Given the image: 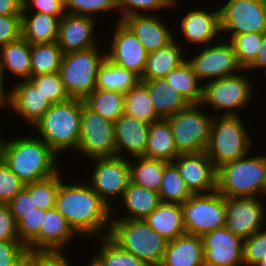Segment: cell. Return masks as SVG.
<instances>
[{
  "label": "cell",
  "instance_id": "4",
  "mask_svg": "<svg viewBox=\"0 0 266 266\" xmlns=\"http://www.w3.org/2000/svg\"><path fill=\"white\" fill-rule=\"evenodd\" d=\"M246 72L244 69L238 74L204 83L200 104L214 116H242L241 109L252 105L259 93L255 90L253 75Z\"/></svg>",
  "mask_w": 266,
  "mask_h": 266
},
{
  "label": "cell",
  "instance_id": "55",
  "mask_svg": "<svg viewBox=\"0 0 266 266\" xmlns=\"http://www.w3.org/2000/svg\"><path fill=\"white\" fill-rule=\"evenodd\" d=\"M246 70L248 71L247 73H249L251 70L252 74L254 70V73L260 70L261 76L263 75L264 77H266V32L263 33V40L260 49L258 50L256 59Z\"/></svg>",
  "mask_w": 266,
  "mask_h": 266
},
{
  "label": "cell",
  "instance_id": "51",
  "mask_svg": "<svg viewBox=\"0 0 266 266\" xmlns=\"http://www.w3.org/2000/svg\"><path fill=\"white\" fill-rule=\"evenodd\" d=\"M22 11L46 13L58 18L64 16V0H23Z\"/></svg>",
  "mask_w": 266,
  "mask_h": 266
},
{
  "label": "cell",
  "instance_id": "63",
  "mask_svg": "<svg viewBox=\"0 0 266 266\" xmlns=\"http://www.w3.org/2000/svg\"><path fill=\"white\" fill-rule=\"evenodd\" d=\"M261 155H262V157H263V159L265 161V164H266V152L262 151L261 152Z\"/></svg>",
  "mask_w": 266,
  "mask_h": 266
},
{
  "label": "cell",
  "instance_id": "33",
  "mask_svg": "<svg viewBox=\"0 0 266 266\" xmlns=\"http://www.w3.org/2000/svg\"><path fill=\"white\" fill-rule=\"evenodd\" d=\"M169 162L150 159L147 157H134L129 159L131 182L149 190L159 192L164 168Z\"/></svg>",
  "mask_w": 266,
  "mask_h": 266
},
{
  "label": "cell",
  "instance_id": "31",
  "mask_svg": "<svg viewBox=\"0 0 266 266\" xmlns=\"http://www.w3.org/2000/svg\"><path fill=\"white\" fill-rule=\"evenodd\" d=\"M142 82L148 87L153 108L161 119H166L189 105L165 78Z\"/></svg>",
  "mask_w": 266,
  "mask_h": 266
},
{
  "label": "cell",
  "instance_id": "35",
  "mask_svg": "<svg viewBox=\"0 0 266 266\" xmlns=\"http://www.w3.org/2000/svg\"><path fill=\"white\" fill-rule=\"evenodd\" d=\"M124 114L142 122L152 123L161 119L153 108L148 87L139 81L124 95Z\"/></svg>",
  "mask_w": 266,
  "mask_h": 266
},
{
  "label": "cell",
  "instance_id": "28",
  "mask_svg": "<svg viewBox=\"0 0 266 266\" xmlns=\"http://www.w3.org/2000/svg\"><path fill=\"white\" fill-rule=\"evenodd\" d=\"M60 20L46 13L22 11L21 36L30 45L56 42Z\"/></svg>",
  "mask_w": 266,
  "mask_h": 266
},
{
  "label": "cell",
  "instance_id": "39",
  "mask_svg": "<svg viewBox=\"0 0 266 266\" xmlns=\"http://www.w3.org/2000/svg\"><path fill=\"white\" fill-rule=\"evenodd\" d=\"M62 56L57 42L31 45V77L59 72Z\"/></svg>",
  "mask_w": 266,
  "mask_h": 266
},
{
  "label": "cell",
  "instance_id": "23",
  "mask_svg": "<svg viewBox=\"0 0 266 266\" xmlns=\"http://www.w3.org/2000/svg\"><path fill=\"white\" fill-rule=\"evenodd\" d=\"M159 14L132 15L121 21L138 38L147 53L164 48L174 40V27ZM168 23V24H167ZM170 26V27H169Z\"/></svg>",
  "mask_w": 266,
  "mask_h": 266
},
{
  "label": "cell",
  "instance_id": "3",
  "mask_svg": "<svg viewBox=\"0 0 266 266\" xmlns=\"http://www.w3.org/2000/svg\"><path fill=\"white\" fill-rule=\"evenodd\" d=\"M81 99L70 98L54 103L32 127L58 156H74L80 139ZM35 129V131H34ZM67 151V152H66ZM70 151V152H69ZM61 154H63L61 156Z\"/></svg>",
  "mask_w": 266,
  "mask_h": 266
},
{
  "label": "cell",
  "instance_id": "17",
  "mask_svg": "<svg viewBox=\"0 0 266 266\" xmlns=\"http://www.w3.org/2000/svg\"><path fill=\"white\" fill-rule=\"evenodd\" d=\"M266 198L225 197V227L244 239L266 225Z\"/></svg>",
  "mask_w": 266,
  "mask_h": 266
},
{
  "label": "cell",
  "instance_id": "27",
  "mask_svg": "<svg viewBox=\"0 0 266 266\" xmlns=\"http://www.w3.org/2000/svg\"><path fill=\"white\" fill-rule=\"evenodd\" d=\"M30 59L31 45L22 36L0 47V69L6 77V81L8 78H10L11 81L13 80V83L30 79Z\"/></svg>",
  "mask_w": 266,
  "mask_h": 266
},
{
  "label": "cell",
  "instance_id": "10",
  "mask_svg": "<svg viewBox=\"0 0 266 266\" xmlns=\"http://www.w3.org/2000/svg\"><path fill=\"white\" fill-rule=\"evenodd\" d=\"M88 161L91 168L88 164L89 170L86 171L90 174L88 173V179L84 180L112 210L123 197L131 181L129 159L115 156Z\"/></svg>",
  "mask_w": 266,
  "mask_h": 266
},
{
  "label": "cell",
  "instance_id": "50",
  "mask_svg": "<svg viewBox=\"0 0 266 266\" xmlns=\"http://www.w3.org/2000/svg\"><path fill=\"white\" fill-rule=\"evenodd\" d=\"M21 37V15H0V47Z\"/></svg>",
  "mask_w": 266,
  "mask_h": 266
},
{
  "label": "cell",
  "instance_id": "14",
  "mask_svg": "<svg viewBox=\"0 0 266 266\" xmlns=\"http://www.w3.org/2000/svg\"><path fill=\"white\" fill-rule=\"evenodd\" d=\"M184 227L187 234L200 237L225 227V197L217 191L208 194H193L182 203Z\"/></svg>",
  "mask_w": 266,
  "mask_h": 266
},
{
  "label": "cell",
  "instance_id": "18",
  "mask_svg": "<svg viewBox=\"0 0 266 266\" xmlns=\"http://www.w3.org/2000/svg\"><path fill=\"white\" fill-rule=\"evenodd\" d=\"M82 239L68 224L66 218L54 207L45 210L39 234L26 246L28 253L66 252L73 239ZM68 246V247H67Z\"/></svg>",
  "mask_w": 266,
  "mask_h": 266
},
{
  "label": "cell",
  "instance_id": "7",
  "mask_svg": "<svg viewBox=\"0 0 266 266\" xmlns=\"http://www.w3.org/2000/svg\"><path fill=\"white\" fill-rule=\"evenodd\" d=\"M108 236L149 266H160L168 243L143 219L111 218Z\"/></svg>",
  "mask_w": 266,
  "mask_h": 266
},
{
  "label": "cell",
  "instance_id": "19",
  "mask_svg": "<svg viewBox=\"0 0 266 266\" xmlns=\"http://www.w3.org/2000/svg\"><path fill=\"white\" fill-rule=\"evenodd\" d=\"M99 21L90 16L65 13L60 20L56 40L62 53L65 54L98 46L103 41V39L98 40L96 36L99 34L96 31L97 27L101 25Z\"/></svg>",
  "mask_w": 266,
  "mask_h": 266
},
{
  "label": "cell",
  "instance_id": "20",
  "mask_svg": "<svg viewBox=\"0 0 266 266\" xmlns=\"http://www.w3.org/2000/svg\"><path fill=\"white\" fill-rule=\"evenodd\" d=\"M204 266H244L243 239L226 227L203 236Z\"/></svg>",
  "mask_w": 266,
  "mask_h": 266
},
{
  "label": "cell",
  "instance_id": "29",
  "mask_svg": "<svg viewBox=\"0 0 266 266\" xmlns=\"http://www.w3.org/2000/svg\"><path fill=\"white\" fill-rule=\"evenodd\" d=\"M143 220L168 242L186 234L182 204L161 202Z\"/></svg>",
  "mask_w": 266,
  "mask_h": 266
},
{
  "label": "cell",
  "instance_id": "36",
  "mask_svg": "<svg viewBox=\"0 0 266 266\" xmlns=\"http://www.w3.org/2000/svg\"><path fill=\"white\" fill-rule=\"evenodd\" d=\"M124 95L121 91L96 88L83 101L106 120L115 123L124 113Z\"/></svg>",
  "mask_w": 266,
  "mask_h": 266
},
{
  "label": "cell",
  "instance_id": "13",
  "mask_svg": "<svg viewBox=\"0 0 266 266\" xmlns=\"http://www.w3.org/2000/svg\"><path fill=\"white\" fill-rule=\"evenodd\" d=\"M187 7L189 10H187L186 13L182 10L185 15L180 14L181 19L177 23V25L179 24L177 27L178 29L174 28V33L176 32L177 34H174V39L186 51H188V49L191 50L192 47L197 48L215 43L222 38L220 30L219 7H213L211 5V8L210 6H207L206 9V6L204 7L200 4H197V6L195 7L193 6V8L191 5L192 10L189 8V5ZM208 7L210 9H208ZM178 32L181 34H179ZM178 35L181 37H179Z\"/></svg>",
  "mask_w": 266,
  "mask_h": 266
},
{
  "label": "cell",
  "instance_id": "42",
  "mask_svg": "<svg viewBox=\"0 0 266 266\" xmlns=\"http://www.w3.org/2000/svg\"><path fill=\"white\" fill-rule=\"evenodd\" d=\"M64 9L68 14L90 16L97 20L100 16L104 18L103 13L106 18L109 12L118 15L116 0H64Z\"/></svg>",
  "mask_w": 266,
  "mask_h": 266
},
{
  "label": "cell",
  "instance_id": "56",
  "mask_svg": "<svg viewBox=\"0 0 266 266\" xmlns=\"http://www.w3.org/2000/svg\"><path fill=\"white\" fill-rule=\"evenodd\" d=\"M6 77L3 73V71L0 69V114H2L3 110H7L9 112L10 107V94H11V86L12 82H10V85L8 82L5 81ZM8 84V85H7ZM7 85V86H6Z\"/></svg>",
  "mask_w": 266,
  "mask_h": 266
},
{
  "label": "cell",
  "instance_id": "57",
  "mask_svg": "<svg viewBox=\"0 0 266 266\" xmlns=\"http://www.w3.org/2000/svg\"><path fill=\"white\" fill-rule=\"evenodd\" d=\"M22 0H0V15H21Z\"/></svg>",
  "mask_w": 266,
  "mask_h": 266
},
{
  "label": "cell",
  "instance_id": "58",
  "mask_svg": "<svg viewBox=\"0 0 266 266\" xmlns=\"http://www.w3.org/2000/svg\"><path fill=\"white\" fill-rule=\"evenodd\" d=\"M16 266H36V253H29L19 264Z\"/></svg>",
  "mask_w": 266,
  "mask_h": 266
},
{
  "label": "cell",
  "instance_id": "62",
  "mask_svg": "<svg viewBox=\"0 0 266 266\" xmlns=\"http://www.w3.org/2000/svg\"><path fill=\"white\" fill-rule=\"evenodd\" d=\"M264 8V12L266 14V0H261Z\"/></svg>",
  "mask_w": 266,
  "mask_h": 266
},
{
  "label": "cell",
  "instance_id": "15",
  "mask_svg": "<svg viewBox=\"0 0 266 266\" xmlns=\"http://www.w3.org/2000/svg\"><path fill=\"white\" fill-rule=\"evenodd\" d=\"M223 1L218 5L222 39L229 41L239 34L266 32V14L261 0Z\"/></svg>",
  "mask_w": 266,
  "mask_h": 266
},
{
  "label": "cell",
  "instance_id": "25",
  "mask_svg": "<svg viewBox=\"0 0 266 266\" xmlns=\"http://www.w3.org/2000/svg\"><path fill=\"white\" fill-rule=\"evenodd\" d=\"M160 203L161 200L158 192L149 190L130 181L123 197L112 209L111 218L144 219Z\"/></svg>",
  "mask_w": 266,
  "mask_h": 266
},
{
  "label": "cell",
  "instance_id": "43",
  "mask_svg": "<svg viewBox=\"0 0 266 266\" xmlns=\"http://www.w3.org/2000/svg\"><path fill=\"white\" fill-rule=\"evenodd\" d=\"M116 3L118 7V16L116 18H111L116 19L113 22L121 21L124 17L132 15H162V11L171 10L172 8L166 0H116ZM160 11L161 13H159Z\"/></svg>",
  "mask_w": 266,
  "mask_h": 266
},
{
  "label": "cell",
  "instance_id": "8",
  "mask_svg": "<svg viewBox=\"0 0 266 266\" xmlns=\"http://www.w3.org/2000/svg\"><path fill=\"white\" fill-rule=\"evenodd\" d=\"M103 50V51H102ZM106 48H91L63 54L59 74L71 98L84 100L96 89L97 75L106 60Z\"/></svg>",
  "mask_w": 266,
  "mask_h": 266
},
{
  "label": "cell",
  "instance_id": "48",
  "mask_svg": "<svg viewBox=\"0 0 266 266\" xmlns=\"http://www.w3.org/2000/svg\"><path fill=\"white\" fill-rule=\"evenodd\" d=\"M24 187L25 183L0 158V203L7 204Z\"/></svg>",
  "mask_w": 266,
  "mask_h": 266
},
{
  "label": "cell",
  "instance_id": "5",
  "mask_svg": "<svg viewBox=\"0 0 266 266\" xmlns=\"http://www.w3.org/2000/svg\"><path fill=\"white\" fill-rule=\"evenodd\" d=\"M253 150L217 169L216 191L224 197L266 198V164ZM252 154V155H251Z\"/></svg>",
  "mask_w": 266,
  "mask_h": 266
},
{
  "label": "cell",
  "instance_id": "1",
  "mask_svg": "<svg viewBox=\"0 0 266 266\" xmlns=\"http://www.w3.org/2000/svg\"><path fill=\"white\" fill-rule=\"evenodd\" d=\"M65 169L66 174L69 172V169L64 167L60 170V186L55 208L82 239L84 236L85 240L107 236L110 231L112 210L84 178H76L77 181L74 179L70 180L71 182L64 179Z\"/></svg>",
  "mask_w": 266,
  "mask_h": 266
},
{
  "label": "cell",
  "instance_id": "26",
  "mask_svg": "<svg viewBox=\"0 0 266 266\" xmlns=\"http://www.w3.org/2000/svg\"><path fill=\"white\" fill-rule=\"evenodd\" d=\"M160 266H204L202 238L186 233L168 242Z\"/></svg>",
  "mask_w": 266,
  "mask_h": 266
},
{
  "label": "cell",
  "instance_id": "46",
  "mask_svg": "<svg viewBox=\"0 0 266 266\" xmlns=\"http://www.w3.org/2000/svg\"><path fill=\"white\" fill-rule=\"evenodd\" d=\"M266 258V225L243 241L244 266H256Z\"/></svg>",
  "mask_w": 266,
  "mask_h": 266
},
{
  "label": "cell",
  "instance_id": "60",
  "mask_svg": "<svg viewBox=\"0 0 266 266\" xmlns=\"http://www.w3.org/2000/svg\"><path fill=\"white\" fill-rule=\"evenodd\" d=\"M90 259H89V261H87V263H86V265H88V266H102L93 256L92 257H90V256H88Z\"/></svg>",
  "mask_w": 266,
  "mask_h": 266
},
{
  "label": "cell",
  "instance_id": "53",
  "mask_svg": "<svg viewBox=\"0 0 266 266\" xmlns=\"http://www.w3.org/2000/svg\"><path fill=\"white\" fill-rule=\"evenodd\" d=\"M0 241H20L17 223L8 204L0 203Z\"/></svg>",
  "mask_w": 266,
  "mask_h": 266
},
{
  "label": "cell",
  "instance_id": "11",
  "mask_svg": "<svg viewBox=\"0 0 266 266\" xmlns=\"http://www.w3.org/2000/svg\"><path fill=\"white\" fill-rule=\"evenodd\" d=\"M188 51H186V60L202 84L238 74L244 70L228 40L224 41L221 38L215 43L192 48Z\"/></svg>",
  "mask_w": 266,
  "mask_h": 266
},
{
  "label": "cell",
  "instance_id": "6",
  "mask_svg": "<svg viewBox=\"0 0 266 266\" xmlns=\"http://www.w3.org/2000/svg\"><path fill=\"white\" fill-rule=\"evenodd\" d=\"M245 116H214L206 154L216 169L247 155L255 148V134L252 135ZM254 136V137H253ZM254 146V147H253ZM253 148V149H252Z\"/></svg>",
  "mask_w": 266,
  "mask_h": 266
},
{
  "label": "cell",
  "instance_id": "12",
  "mask_svg": "<svg viewBox=\"0 0 266 266\" xmlns=\"http://www.w3.org/2000/svg\"><path fill=\"white\" fill-rule=\"evenodd\" d=\"M114 136L115 124L92 110L81 99L80 139L75 152L78 157L75 154L74 158H81L82 155V160H91L117 156Z\"/></svg>",
  "mask_w": 266,
  "mask_h": 266
},
{
  "label": "cell",
  "instance_id": "22",
  "mask_svg": "<svg viewBox=\"0 0 266 266\" xmlns=\"http://www.w3.org/2000/svg\"><path fill=\"white\" fill-rule=\"evenodd\" d=\"M52 103L47 100L30 79L21 80L11 85L9 114L16 115L31 128L42 118ZM14 114V115H13Z\"/></svg>",
  "mask_w": 266,
  "mask_h": 266
},
{
  "label": "cell",
  "instance_id": "30",
  "mask_svg": "<svg viewBox=\"0 0 266 266\" xmlns=\"http://www.w3.org/2000/svg\"><path fill=\"white\" fill-rule=\"evenodd\" d=\"M186 60V50L174 39L164 48L147 54L146 66L140 81L165 78Z\"/></svg>",
  "mask_w": 266,
  "mask_h": 266
},
{
  "label": "cell",
  "instance_id": "34",
  "mask_svg": "<svg viewBox=\"0 0 266 266\" xmlns=\"http://www.w3.org/2000/svg\"><path fill=\"white\" fill-rule=\"evenodd\" d=\"M165 79L189 104L201 103L203 84L187 60L170 71Z\"/></svg>",
  "mask_w": 266,
  "mask_h": 266
},
{
  "label": "cell",
  "instance_id": "37",
  "mask_svg": "<svg viewBox=\"0 0 266 266\" xmlns=\"http://www.w3.org/2000/svg\"><path fill=\"white\" fill-rule=\"evenodd\" d=\"M139 81L140 77L133 71L123 69L106 59L97 75L96 88L117 90L125 93Z\"/></svg>",
  "mask_w": 266,
  "mask_h": 266
},
{
  "label": "cell",
  "instance_id": "47",
  "mask_svg": "<svg viewBox=\"0 0 266 266\" xmlns=\"http://www.w3.org/2000/svg\"><path fill=\"white\" fill-rule=\"evenodd\" d=\"M45 210L36 208L31 211L17 223L18 238L25 246H27L38 234L42 221L44 219Z\"/></svg>",
  "mask_w": 266,
  "mask_h": 266
},
{
  "label": "cell",
  "instance_id": "16",
  "mask_svg": "<svg viewBox=\"0 0 266 266\" xmlns=\"http://www.w3.org/2000/svg\"><path fill=\"white\" fill-rule=\"evenodd\" d=\"M111 29L106 45V59L123 69L131 70L139 77L142 76L147 60V51L131 32V30L122 22L117 21L111 24ZM112 32V33H111ZM111 35V36H110ZM108 48V49H107Z\"/></svg>",
  "mask_w": 266,
  "mask_h": 266
},
{
  "label": "cell",
  "instance_id": "54",
  "mask_svg": "<svg viewBox=\"0 0 266 266\" xmlns=\"http://www.w3.org/2000/svg\"><path fill=\"white\" fill-rule=\"evenodd\" d=\"M66 252H36V266H72ZM75 266V265H74Z\"/></svg>",
  "mask_w": 266,
  "mask_h": 266
},
{
  "label": "cell",
  "instance_id": "61",
  "mask_svg": "<svg viewBox=\"0 0 266 266\" xmlns=\"http://www.w3.org/2000/svg\"><path fill=\"white\" fill-rule=\"evenodd\" d=\"M256 266H266V258L263 259L259 264H257Z\"/></svg>",
  "mask_w": 266,
  "mask_h": 266
},
{
  "label": "cell",
  "instance_id": "32",
  "mask_svg": "<svg viewBox=\"0 0 266 266\" xmlns=\"http://www.w3.org/2000/svg\"><path fill=\"white\" fill-rule=\"evenodd\" d=\"M178 155L168 120L159 119L152 122L149 127L145 157L173 162Z\"/></svg>",
  "mask_w": 266,
  "mask_h": 266
},
{
  "label": "cell",
  "instance_id": "2",
  "mask_svg": "<svg viewBox=\"0 0 266 266\" xmlns=\"http://www.w3.org/2000/svg\"><path fill=\"white\" fill-rule=\"evenodd\" d=\"M25 131L21 133L22 135L17 134V137L12 134L13 138L3 135L0 158L25 184L57 174L66 161L61 159L35 132L32 133L31 128L30 131L28 129Z\"/></svg>",
  "mask_w": 266,
  "mask_h": 266
},
{
  "label": "cell",
  "instance_id": "45",
  "mask_svg": "<svg viewBox=\"0 0 266 266\" xmlns=\"http://www.w3.org/2000/svg\"><path fill=\"white\" fill-rule=\"evenodd\" d=\"M30 80L40 88V91L52 104L71 98L63 84L59 72L32 76Z\"/></svg>",
  "mask_w": 266,
  "mask_h": 266
},
{
  "label": "cell",
  "instance_id": "49",
  "mask_svg": "<svg viewBox=\"0 0 266 266\" xmlns=\"http://www.w3.org/2000/svg\"><path fill=\"white\" fill-rule=\"evenodd\" d=\"M28 254L27 247L20 241H0V266H16Z\"/></svg>",
  "mask_w": 266,
  "mask_h": 266
},
{
  "label": "cell",
  "instance_id": "38",
  "mask_svg": "<svg viewBox=\"0 0 266 266\" xmlns=\"http://www.w3.org/2000/svg\"><path fill=\"white\" fill-rule=\"evenodd\" d=\"M94 240L98 241L95 249L97 248L99 251L91 256L102 266H149L143 260L122 249L108 235L97 237Z\"/></svg>",
  "mask_w": 266,
  "mask_h": 266
},
{
  "label": "cell",
  "instance_id": "64",
  "mask_svg": "<svg viewBox=\"0 0 266 266\" xmlns=\"http://www.w3.org/2000/svg\"><path fill=\"white\" fill-rule=\"evenodd\" d=\"M0 132H1V130H0ZM2 135H4V134L0 133V148H1V142H2V138H3V136H2Z\"/></svg>",
  "mask_w": 266,
  "mask_h": 266
},
{
  "label": "cell",
  "instance_id": "21",
  "mask_svg": "<svg viewBox=\"0 0 266 266\" xmlns=\"http://www.w3.org/2000/svg\"><path fill=\"white\" fill-rule=\"evenodd\" d=\"M192 194L216 191L217 169L205 151L179 154L173 161Z\"/></svg>",
  "mask_w": 266,
  "mask_h": 266
},
{
  "label": "cell",
  "instance_id": "59",
  "mask_svg": "<svg viewBox=\"0 0 266 266\" xmlns=\"http://www.w3.org/2000/svg\"><path fill=\"white\" fill-rule=\"evenodd\" d=\"M171 6H172V8L171 9H173L174 10V8H175V10H177V7L179 8V7H182V3H181V1L183 2V0H166ZM179 4V5H178ZM177 6V7H176Z\"/></svg>",
  "mask_w": 266,
  "mask_h": 266
},
{
  "label": "cell",
  "instance_id": "9",
  "mask_svg": "<svg viewBox=\"0 0 266 266\" xmlns=\"http://www.w3.org/2000/svg\"><path fill=\"white\" fill-rule=\"evenodd\" d=\"M214 115L201 104H189L166 118L171 126L178 154L206 150Z\"/></svg>",
  "mask_w": 266,
  "mask_h": 266
},
{
  "label": "cell",
  "instance_id": "40",
  "mask_svg": "<svg viewBox=\"0 0 266 266\" xmlns=\"http://www.w3.org/2000/svg\"><path fill=\"white\" fill-rule=\"evenodd\" d=\"M158 193L161 202L177 204L184 203L193 195L187 188L179 169L173 162H169L164 168Z\"/></svg>",
  "mask_w": 266,
  "mask_h": 266
},
{
  "label": "cell",
  "instance_id": "24",
  "mask_svg": "<svg viewBox=\"0 0 266 266\" xmlns=\"http://www.w3.org/2000/svg\"><path fill=\"white\" fill-rule=\"evenodd\" d=\"M114 124L117 156L126 159L145 157L150 123L123 113Z\"/></svg>",
  "mask_w": 266,
  "mask_h": 266
},
{
  "label": "cell",
  "instance_id": "41",
  "mask_svg": "<svg viewBox=\"0 0 266 266\" xmlns=\"http://www.w3.org/2000/svg\"><path fill=\"white\" fill-rule=\"evenodd\" d=\"M60 186V171L43 180L25 184V189L33 197L36 208L49 210L55 207L56 196Z\"/></svg>",
  "mask_w": 266,
  "mask_h": 266
},
{
  "label": "cell",
  "instance_id": "52",
  "mask_svg": "<svg viewBox=\"0 0 266 266\" xmlns=\"http://www.w3.org/2000/svg\"><path fill=\"white\" fill-rule=\"evenodd\" d=\"M7 204L16 223H18L25 214L34 211L36 207L33 202V197L30 196V193L25 188L16 194Z\"/></svg>",
  "mask_w": 266,
  "mask_h": 266
},
{
  "label": "cell",
  "instance_id": "44",
  "mask_svg": "<svg viewBox=\"0 0 266 266\" xmlns=\"http://www.w3.org/2000/svg\"><path fill=\"white\" fill-rule=\"evenodd\" d=\"M262 40L263 33L239 34L229 40L243 69H247L256 59Z\"/></svg>",
  "mask_w": 266,
  "mask_h": 266
}]
</instances>
